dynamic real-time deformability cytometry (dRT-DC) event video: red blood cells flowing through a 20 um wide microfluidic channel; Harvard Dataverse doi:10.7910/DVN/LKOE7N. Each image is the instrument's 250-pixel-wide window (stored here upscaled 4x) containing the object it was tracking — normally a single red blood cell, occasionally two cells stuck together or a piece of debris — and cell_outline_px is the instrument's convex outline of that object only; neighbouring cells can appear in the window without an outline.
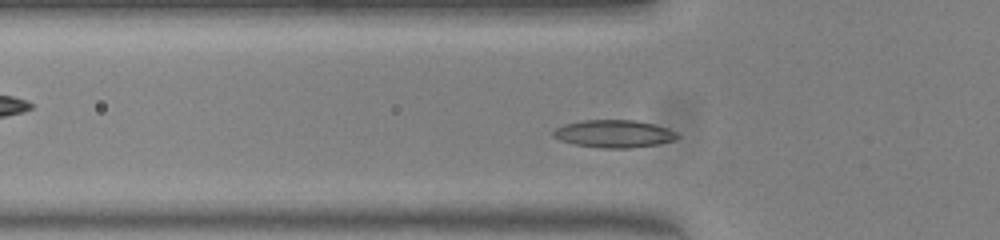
{"species": "common noctule bat (a hibernating species)", "species_latin": "Nyctalus noctula", "temperature_condition": "warm", "stored_images_in_passage": 44, "camera_frame_rate_fps": 3000, "um_per_image_px": 0.085, "animal": {"sex": "female", "body_mass_g": 23.0, "forearm_length_mm": 53.4}, "frame": {"image": 1, "passage_image": 8, "time_ms": 2.333, "image_size_px": [1000, 240], "cell_outline_px": [[680, 136], [676, 140], [656, 144], [628, 148], [600, 148], [576, 144], [560, 140], [552, 136], [552, 132], [556, 128], [564, 124], [584, 120], [636, 120], [668, 128], [676, 132]], "centroid_in_image_um": [52.19, 11.37], "position_along_channel_um": 73.6, "area_um2": 19.88}}
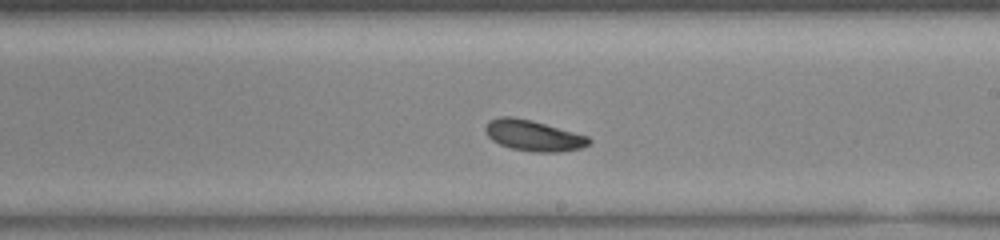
{"frame": {"image": 2, "passage_image": 21, "time_ms": 6.667, "image_size_px": [1000, 240], "cell_outline_px": [[592, 140], [588, 144], [580, 148], [560, 152], [536, 152], [512, 148], [500, 144], [492, 140], [484, 132], [484, 128], [488, 120], [500, 116], [512, 116], [532, 120], [588, 136]], "centroid_in_image_um": [45.3, 11.51], "position_along_channel_um": 243.7, "area_um2": 18.61}}
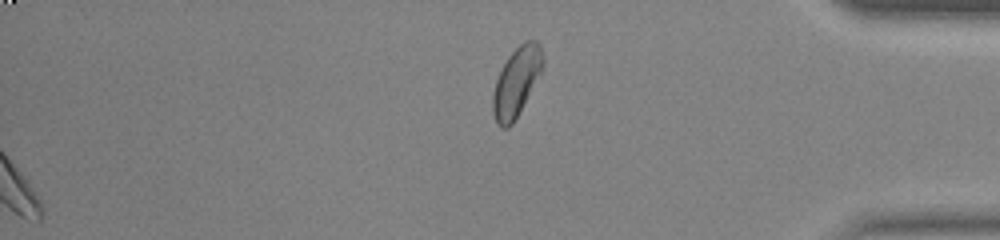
{"frame": {"image": 3, "passage_image": 44, "time_ms": 14.333, "image_size_px": [1000, 240], "cell_outline_px": [[544, 64], [540, 72], [512, 124], [508, 128], [500, 128], [496, 124], [492, 112], [492, 96], [496, 80], [508, 56], [524, 40], [536, 40], [540, 44], [544, 60]], "centroid_in_image_um": [43.87, 6.95], "position_along_channel_um": 391.3, "area_um2": 19.71}}